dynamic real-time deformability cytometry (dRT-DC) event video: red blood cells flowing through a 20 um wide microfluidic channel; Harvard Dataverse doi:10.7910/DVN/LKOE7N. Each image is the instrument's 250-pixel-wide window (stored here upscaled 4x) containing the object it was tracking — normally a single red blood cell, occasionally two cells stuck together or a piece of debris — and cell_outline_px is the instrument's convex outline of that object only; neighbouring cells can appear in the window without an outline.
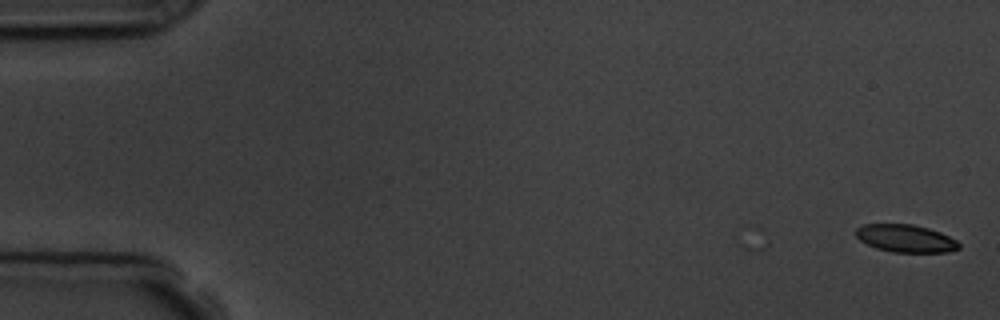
{"species": "common noctule bat (a hibernating species)", "species_latin": "Nyctalus noctula", "temperature_condition": "room temperature", "stored_images_in_passage": 2, "camera_frame_rate_fps": 3000, "um_per_image_px": 0.085, "animal": {"sex": "male", "body_mass_g": 19.5, "forearm_length_mm": 54.6}, "frame": {"image": 1, "passage_image": 2, "time_ms": 1.333, "image_size_px": [1000, 320], "cell_outline_px": [[960, 248], [948, 252], [892, 252], [876, 248], [860, 240], [856, 236], [856, 228], [864, 224], [912, 224], [928, 228], [940, 232], [956, 240], [960, 244]], "centroid_in_image_um": [76.98, 20.26], "position_along_channel_um": 8.0, "area_um2": 16.53}}